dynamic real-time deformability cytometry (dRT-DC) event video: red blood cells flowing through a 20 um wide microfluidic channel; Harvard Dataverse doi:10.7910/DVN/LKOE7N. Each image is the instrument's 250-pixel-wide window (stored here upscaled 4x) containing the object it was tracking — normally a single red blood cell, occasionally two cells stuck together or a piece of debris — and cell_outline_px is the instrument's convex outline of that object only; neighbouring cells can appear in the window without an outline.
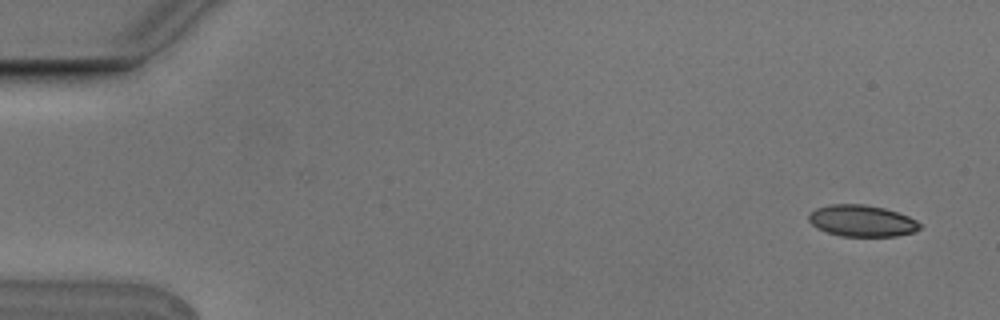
{"species": "Egyptian fruit bat (a non-hibernating species)", "species_latin": "Rousettus aegyptiacus", "temperature_condition": "cold", "stored_images_in_passage": 5, "camera_frame_rate_fps": 3000, "um_per_image_px": 0.085, "animal": {"sex": "male"}, "frame": {"image": 1, "passage_image": 1, "time_ms": 0.0, "image_size_px": [1000, 320], "cell_outline_px": [[920, 228], [916, 232], [896, 236], [840, 236], [828, 232], [812, 224], [808, 220], [808, 212], [816, 208], [828, 204], [864, 204], [884, 208], [908, 216], [916, 220], [920, 224]], "centroid_in_image_um": [73.25, 18.76], "position_along_channel_um": 11.7, "area_um2": 20.4}}
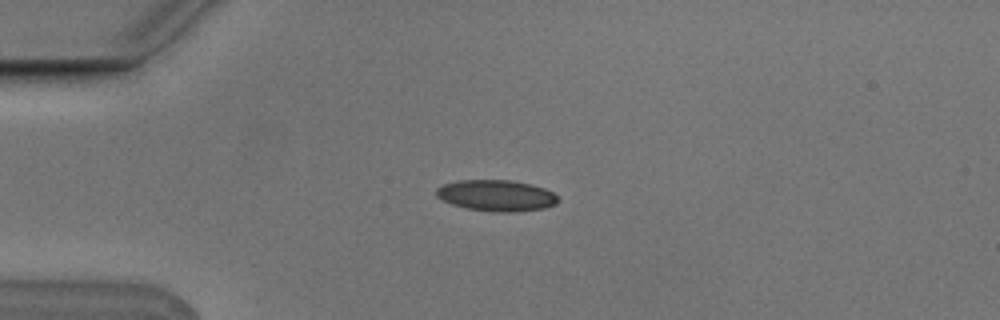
{"frame": {"image": 2, "passage_image": 4, "time_ms": 1.0, "image_size_px": [1000, 320], "cell_outline_px": [[560, 200], [556, 204], [544, 208], [516, 212], [492, 212], [468, 208], [452, 204], [436, 196], [436, 188], [444, 184], [460, 180], [508, 180], [532, 184], [544, 188], [552, 192]], "centroid_in_image_um": [42.21, 16.62], "position_along_channel_um": 42.8, "area_um2": 22.08}}